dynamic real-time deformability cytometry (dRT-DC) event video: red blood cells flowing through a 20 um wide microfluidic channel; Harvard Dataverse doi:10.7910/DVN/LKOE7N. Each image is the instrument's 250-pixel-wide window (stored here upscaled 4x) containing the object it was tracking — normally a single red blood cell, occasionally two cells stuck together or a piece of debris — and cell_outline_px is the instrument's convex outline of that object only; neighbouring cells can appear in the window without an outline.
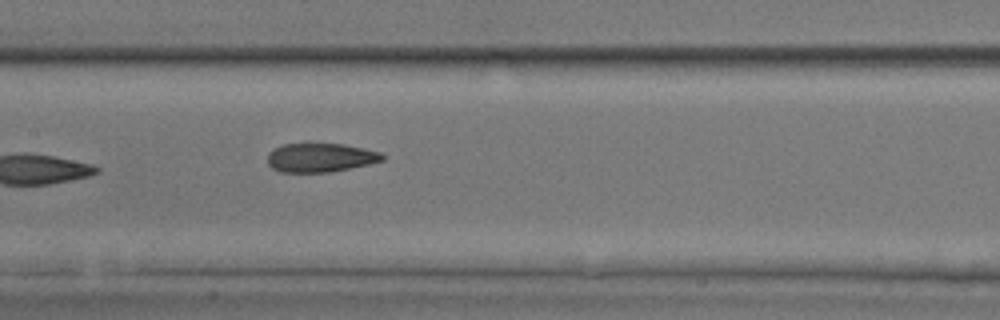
{"species": "common noctule bat (a hibernating species)", "species_latin": "Nyctalus noctula", "temperature_condition": "room temperature", "stored_images_in_passage": 6, "camera_frame_rate_fps": 3000, "um_per_image_px": 0.085, "animal": {"sex": "male", "body_mass_g": 17.9, "forearm_length_mm": 54.2}, "frame": {"image": 1, "passage_image": 6, "time_ms": 6.0, "image_size_px": [1000, 320], "cell_outline_px": [[384, 160], [368, 164], [328, 172], [280, 172], [272, 168], [268, 164], [268, 152], [272, 148], [284, 144], [344, 144], [364, 148], [380, 152], [384, 156]], "centroid_in_image_um": [27.2, 13.39], "position_along_channel_um": 180.2, "area_um2": 19.25}}